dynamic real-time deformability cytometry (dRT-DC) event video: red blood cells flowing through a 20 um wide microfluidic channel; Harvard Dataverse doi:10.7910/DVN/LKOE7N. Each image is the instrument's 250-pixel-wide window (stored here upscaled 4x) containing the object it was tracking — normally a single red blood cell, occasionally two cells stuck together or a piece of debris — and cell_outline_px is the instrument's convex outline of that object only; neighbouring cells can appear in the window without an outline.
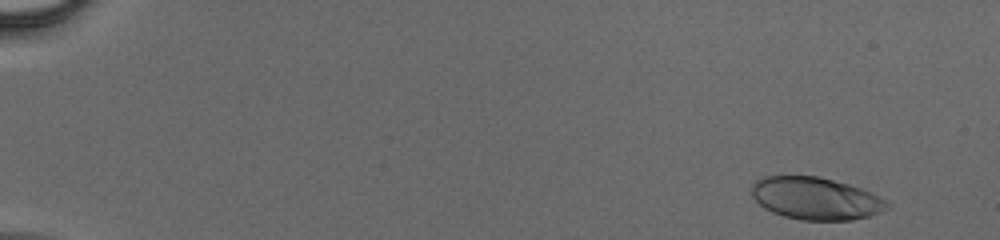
{"species": "human", "species_latin": "Homo sapiens", "temperature_condition": "cold", "stored_images_in_passage": 38, "camera_frame_rate_fps": 3000, "um_per_image_px": 0.085, "donor": {"sex": "male"}, "frame": {"image": 1, "passage_image": 3, "time_ms": 0.667, "image_size_px": [1000, 240], "cell_outline_px": [[892, 204], [888, 208], [880, 212], [868, 216], [852, 220], [800, 220], [784, 216], [772, 212], [764, 208], [752, 196], [752, 184], [756, 180], [764, 176], [816, 176], [848, 184], [860, 188], [880, 196]], "centroid_in_image_um": [69.34, 16.87], "position_along_channel_um": 15.7, "area_um2": 33.41}}
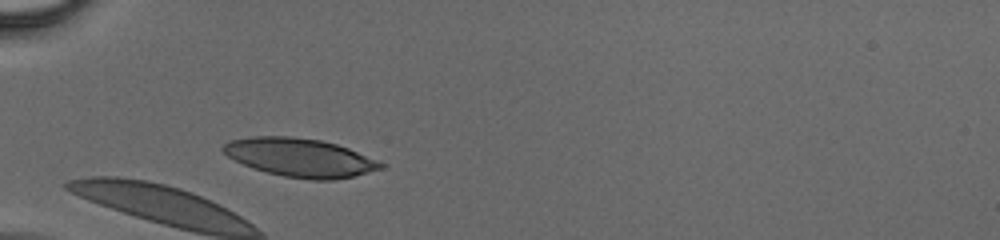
{"frame": {"image": 2, "passage_image": 16, "time_ms": 5.0, "image_size_px": [1000, 240], "cell_outline_px": [[388, 164], [384, 168], [336, 180], [312, 180], [284, 176], [268, 172], [244, 164], [228, 156], [220, 148], [228, 140], [252, 136], [288, 136], [320, 140], [336, 144], [348, 148]], "centroid_in_image_um": [25.53, 13.38], "position_along_channel_um": 59.5, "area_um2": 35.2}}